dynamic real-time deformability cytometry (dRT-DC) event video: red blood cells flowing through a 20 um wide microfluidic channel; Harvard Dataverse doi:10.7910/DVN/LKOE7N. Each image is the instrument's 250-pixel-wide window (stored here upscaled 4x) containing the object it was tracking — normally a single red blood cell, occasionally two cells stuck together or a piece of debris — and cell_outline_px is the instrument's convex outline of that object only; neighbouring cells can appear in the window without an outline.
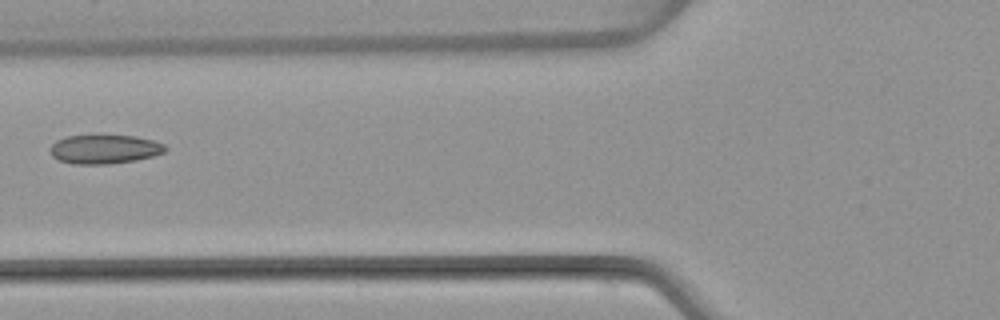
{"species": "common noctule bat (a hibernating species)", "species_latin": "Nyctalus noctula", "temperature_condition": "warm", "stored_images_in_passage": 4, "camera_frame_rate_fps": 3000, "um_per_image_px": 0.085, "animal": {"sex": "female", "body_mass_g": 22.7, "forearm_length_mm": 54.2}, "frame": {"image": 1, "passage_image": 3, "time_ms": 3.667, "image_size_px": [1000, 320], "cell_outline_px": [[168, 148], [164, 152], [152, 156], [136, 160], [108, 164], [72, 164], [60, 160], [52, 156], [48, 148], [56, 140], [68, 136], [96, 132], [136, 136], [152, 140], [164, 144]], "centroid_in_image_um": [8.85, 12.63], "position_along_channel_um": 117.0, "area_um2": 20.35}}
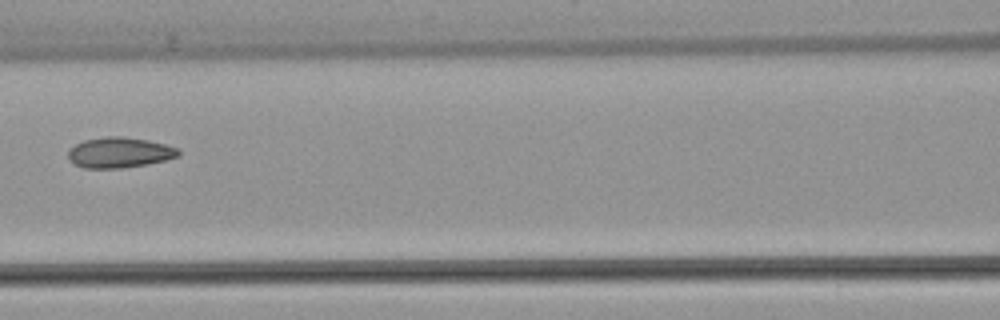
{"frame": {"image": 2, "passage_image": 4, "time_ms": 4.667, "image_size_px": [1000, 320], "cell_outline_px": [[180, 156], [148, 164], [120, 168], [84, 168], [72, 164], [68, 160], [68, 148], [84, 140], [108, 136], [120, 136], [148, 140], [180, 148]], "centroid_in_image_um": [10.13, 12.97], "position_along_channel_um": 156.5, "area_um2": 19.77}}